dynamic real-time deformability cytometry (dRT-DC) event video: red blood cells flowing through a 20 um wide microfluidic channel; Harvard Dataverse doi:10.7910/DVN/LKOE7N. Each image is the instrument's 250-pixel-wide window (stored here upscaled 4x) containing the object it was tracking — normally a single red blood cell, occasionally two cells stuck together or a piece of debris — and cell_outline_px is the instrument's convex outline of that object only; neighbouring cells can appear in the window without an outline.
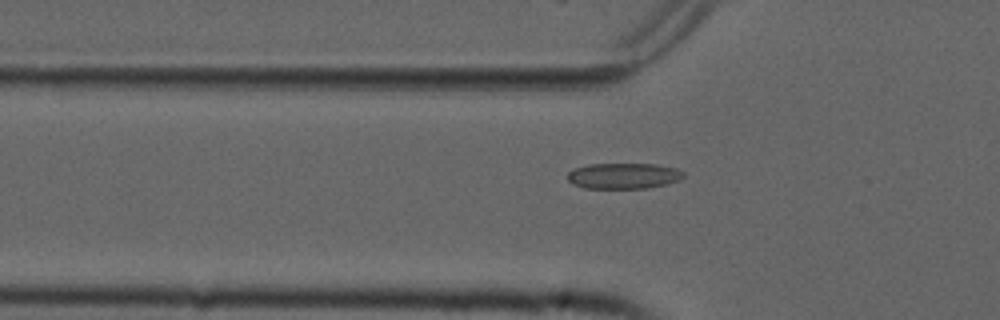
{"species": "common noctule bat (a hibernating species)", "species_latin": "Nyctalus noctula", "temperature_condition": "cold", "stored_images_in_passage": 45, "camera_frame_rate_fps": 3000, "um_per_image_px": 0.085, "animal": {"sex": "male", "forearm_length_mm": 52.5}, "frame": {"image": 1, "passage_image": 9, "time_ms": 2.667, "image_size_px": [1000, 320], "cell_outline_px": [[684, 176], [680, 180], [668, 184], [648, 188], [584, 188], [572, 184], [568, 180], [568, 172], [576, 168], [588, 164], [656, 164], [676, 168], [684, 172]], "centroid_in_image_um": [53.03, 14.95], "position_along_channel_um": 72.8, "area_um2": 17.51}}
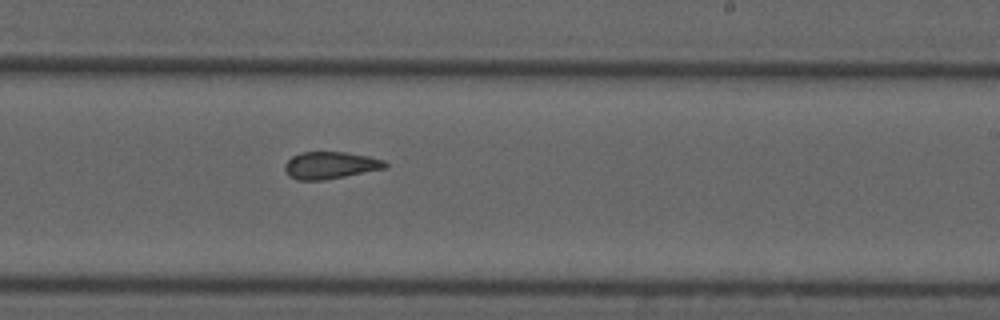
{"frame": {"image": 2, "passage_image": 24, "time_ms": 7.667, "image_size_px": [1000, 320], "cell_outline_px": [[388, 168], [324, 180], [296, 180], [288, 176], [284, 168], [284, 164], [292, 156], [300, 152], [344, 152], [368, 156], [384, 160], [388, 164]], "centroid_in_image_um": [28.07, 14.05], "position_along_channel_um": 260.9, "area_um2": 16.01}}
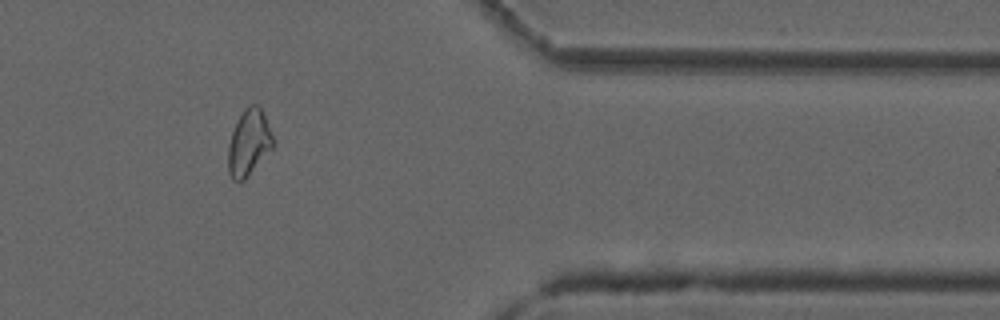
{"frame": {"image": 3, "passage_image": 36, "time_ms": 11.667, "image_size_px": [1000, 320], "cell_outline_px": [[276, 144], [248, 176], [244, 180], [232, 180], [228, 172], [228, 144], [232, 132], [244, 108], [248, 104], [256, 104], [260, 108], [264, 116]], "centroid_in_image_um": [21.15, 12.14], "position_along_channel_um": 390.3, "area_um2": 17.17}, "authors_computed_cell_mechanics": {"area_um2": 17.051, "velocity_mm_per_s": 3.771, "shape_relaxation_time_tau1_ms": null, "shape_relaxation_time_tau2_ms": 2.9385, "deformation_change_tau1": null, "deformation_change_tau2": 0.0906}}